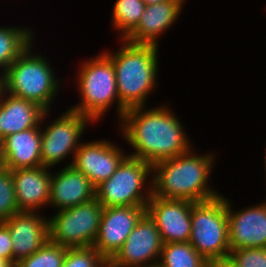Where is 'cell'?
Returning <instances> with one entry per match:
<instances>
[{
	"mask_svg": "<svg viewBox=\"0 0 266 267\" xmlns=\"http://www.w3.org/2000/svg\"><path fill=\"white\" fill-rule=\"evenodd\" d=\"M126 110L119 123V133L134 150L128 156L151 166L190 151L194 146L173 108L168 104Z\"/></svg>",
	"mask_w": 266,
	"mask_h": 267,
	"instance_id": "cell-1",
	"label": "cell"
},
{
	"mask_svg": "<svg viewBox=\"0 0 266 267\" xmlns=\"http://www.w3.org/2000/svg\"><path fill=\"white\" fill-rule=\"evenodd\" d=\"M215 153H198L193 147L185 154L152 166V195L165 199L204 202L220 192L209 183L215 166Z\"/></svg>",
	"mask_w": 266,
	"mask_h": 267,
	"instance_id": "cell-2",
	"label": "cell"
},
{
	"mask_svg": "<svg viewBox=\"0 0 266 267\" xmlns=\"http://www.w3.org/2000/svg\"><path fill=\"white\" fill-rule=\"evenodd\" d=\"M116 51H103L113 62L120 104L126 109L146 107L157 87L158 47L119 39Z\"/></svg>",
	"mask_w": 266,
	"mask_h": 267,
	"instance_id": "cell-3",
	"label": "cell"
},
{
	"mask_svg": "<svg viewBox=\"0 0 266 267\" xmlns=\"http://www.w3.org/2000/svg\"><path fill=\"white\" fill-rule=\"evenodd\" d=\"M31 44L0 77V87L7 93L30 100L45 111H52V104L62 88V80L55 74L46 54L34 53Z\"/></svg>",
	"mask_w": 266,
	"mask_h": 267,
	"instance_id": "cell-4",
	"label": "cell"
},
{
	"mask_svg": "<svg viewBox=\"0 0 266 267\" xmlns=\"http://www.w3.org/2000/svg\"><path fill=\"white\" fill-rule=\"evenodd\" d=\"M78 67L76 90L80 94V102L68 108L88 117L95 124L100 122L115 104L119 122L126 109L119 102L112 60L101 52L98 56L84 59ZM116 101L117 103H114Z\"/></svg>",
	"mask_w": 266,
	"mask_h": 267,
	"instance_id": "cell-5",
	"label": "cell"
},
{
	"mask_svg": "<svg viewBox=\"0 0 266 267\" xmlns=\"http://www.w3.org/2000/svg\"><path fill=\"white\" fill-rule=\"evenodd\" d=\"M226 196L195 202L189 243L210 264L230 256Z\"/></svg>",
	"mask_w": 266,
	"mask_h": 267,
	"instance_id": "cell-6",
	"label": "cell"
},
{
	"mask_svg": "<svg viewBox=\"0 0 266 267\" xmlns=\"http://www.w3.org/2000/svg\"><path fill=\"white\" fill-rule=\"evenodd\" d=\"M95 189V198L103 207L146 206L152 195V166L127 156Z\"/></svg>",
	"mask_w": 266,
	"mask_h": 267,
	"instance_id": "cell-7",
	"label": "cell"
},
{
	"mask_svg": "<svg viewBox=\"0 0 266 267\" xmlns=\"http://www.w3.org/2000/svg\"><path fill=\"white\" fill-rule=\"evenodd\" d=\"M104 207L96 199L48 217L49 240L68 248L93 246L99 231Z\"/></svg>",
	"mask_w": 266,
	"mask_h": 267,
	"instance_id": "cell-8",
	"label": "cell"
},
{
	"mask_svg": "<svg viewBox=\"0 0 266 267\" xmlns=\"http://www.w3.org/2000/svg\"><path fill=\"white\" fill-rule=\"evenodd\" d=\"M93 123L88 117L74 112L71 109L57 116L46 127L41 129V164L43 167L53 169L65 159L72 157V164L76 150L88 124ZM68 157V158H67Z\"/></svg>",
	"mask_w": 266,
	"mask_h": 267,
	"instance_id": "cell-9",
	"label": "cell"
},
{
	"mask_svg": "<svg viewBox=\"0 0 266 267\" xmlns=\"http://www.w3.org/2000/svg\"><path fill=\"white\" fill-rule=\"evenodd\" d=\"M162 245L159 230L145 213L109 262L122 267H157Z\"/></svg>",
	"mask_w": 266,
	"mask_h": 267,
	"instance_id": "cell-10",
	"label": "cell"
},
{
	"mask_svg": "<svg viewBox=\"0 0 266 267\" xmlns=\"http://www.w3.org/2000/svg\"><path fill=\"white\" fill-rule=\"evenodd\" d=\"M124 150L121 145L107 139L81 142L71 165L96 187L109 179L128 156Z\"/></svg>",
	"mask_w": 266,
	"mask_h": 267,
	"instance_id": "cell-11",
	"label": "cell"
},
{
	"mask_svg": "<svg viewBox=\"0 0 266 267\" xmlns=\"http://www.w3.org/2000/svg\"><path fill=\"white\" fill-rule=\"evenodd\" d=\"M193 203L185 199H165L151 195L146 213L159 230L163 244L189 242Z\"/></svg>",
	"mask_w": 266,
	"mask_h": 267,
	"instance_id": "cell-12",
	"label": "cell"
},
{
	"mask_svg": "<svg viewBox=\"0 0 266 267\" xmlns=\"http://www.w3.org/2000/svg\"><path fill=\"white\" fill-rule=\"evenodd\" d=\"M145 213L146 206L104 207L93 247L109 261Z\"/></svg>",
	"mask_w": 266,
	"mask_h": 267,
	"instance_id": "cell-13",
	"label": "cell"
},
{
	"mask_svg": "<svg viewBox=\"0 0 266 267\" xmlns=\"http://www.w3.org/2000/svg\"><path fill=\"white\" fill-rule=\"evenodd\" d=\"M231 203L226 199L230 250L266 248V200L237 211Z\"/></svg>",
	"mask_w": 266,
	"mask_h": 267,
	"instance_id": "cell-14",
	"label": "cell"
},
{
	"mask_svg": "<svg viewBox=\"0 0 266 267\" xmlns=\"http://www.w3.org/2000/svg\"><path fill=\"white\" fill-rule=\"evenodd\" d=\"M44 213L20 211L3 222L11 234L14 264L37 252L49 240V223Z\"/></svg>",
	"mask_w": 266,
	"mask_h": 267,
	"instance_id": "cell-15",
	"label": "cell"
},
{
	"mask_svg": "<svg viewBox=\"0 0 266 267\" xmlns=\"http://www.w3.org/2000/svg\"><path fill=\"white\" fill-rule=\"evenodd\" d=\"M184 5L186 4L182 0L147 5L138 25L124 40L133 44L160 46L159 38L179 19Z\"/></svg>",
	"mask_w": 266,
	"mask_h": 267,
	"instance_id": "cell-16",
	"label": "cell"
},
{
	"mask_svg": "<svg viewBox=\"0 0 266 267\" xmlns=\"http://www.w3.org/2000/svg\"><path fill=\"white\" fill-rule=\"evenodd\" d=\"M65 165L58 172L51 171L49 206L57 211L95 198L96 187L91 181L69 163Z\"/></svg>",
	"mask_w": 266,
	"mask_h": 267,
	"instance_id": "cell-17",
	"label": "cell"
},
{
	"mask_svg": "<svg viewBox=\"0 0 266 267\" xmlns=\"http://www.w3.org/2000/svg\"><path fill=\"white\" fill-rule=\"evenodd\" d=\"M36 103L5 92L0 87V142L8 135L31 128H40L49 118Z\"/></svg>",
	"mask_w": 266,
	"mask_h": 267,
	"instance_id": "cell-18",
	"label": "cell"
},
{
	"mask_svg": "<svg viewBox=\"0 0 266 267\" xmlns=\"http://www.w3.org/2000/svg\"><path fill=\"white\" fill-rule=\"evenodd\" d=\"M11 171L19 211L41 212L45 206L49 207L51 168L40 166Z\"/></svg>",
	"mask_w": 266,
	"mask_h": 267,
	"instance_id": "cell-19",
	"label": "cell"
},
{
	"mask_svg": "<svg viewBox=\"0 0 266 267\" xmlns=\"http://www.w3.org/2000/svg\"><path fill=\"white\" fill-rule=\"evenodd\" d=\"M0 164L10 170L42 166L41 129L31 128L6 136L0 142Z\"/></svg>",
	"mask_w": 266,
	"mask_h": 267,
	"instance_id": "cell-20",
	"label": "cell"
},
{
	"mask_svg": "<svg viewBox=\"0 0 266 267\" xmlns=\"http://www.w3.org/2000/svg\"><path fill=\"white\" fill-rule=\"evenodd\" d=\"M31 27H0V77L31 44L35 43Z\"/></svg>",
	"mask_w": 266,
	"mask_h": 267,
	"instance_id": "cell-21",
	"label": "cell"
},
{
	"mask_svg": "<svg viewBox=\"0 0 266 267\" xmlns=\"http://www.w3.org/2000/svg\"><path fill=\"white\" fill-rule=\"evenodd\" d=\"M157 267H211L189 242L162 245Z\"/></svg>",
	"mask_w": 266,
	"mask_h": 267,
	"instance_id": "cell-22",
	"label": "cell"
},
{
	"mask_svg": "<svg viewBox=\"0 0 266 267\" xmlns=\"http://www.w3.org/2000/svg\"><path fill=\"white\" fill-rule=\"evenodd\" d=\"M146 4L143 0H116L112 8L111 25L124 39L139 23Z\"/></svg>",
	"mask_w": 266,
	"mask_h": 267,
	"instance_id": "cell-23",
	"label": "cell"
},
{
	"mask_svg": "<svg viewBox=\"0 0 266 267\" xmlns=\"http://www.w3.org/2000/svg\"><path fill=\"white\" fill-rule=\"evenodd\" d=\"M67 248L48 240L37 252L18 261L15 267H62Z\"/></svg>",
	"mask_w": 266,
	"mask_h": 267,
	"instance_id": "cell-24",
	"label": "cell"
},
{
	"mask_svg": "<svg viewBox=\"0 0 266 267\" xmlns=\"http://www.w3.org/2000/svg\"><path fill=\"white\" fill-rule=\"evenodd\" d=\"M20 212L17 205L12 171L0 165V222Z\"/></svg>",
	"mask_w": 266,
	"mask_h": 267,
	"instance_id": "cell-25",
	"label": "cell"
},
{
	"mask_svg": "<svg viewBox=\"0 0 266 267\" xmlns=\"http://www.w3.org/2000/svg\"><path fill=\"white\" fill-rule=\"evenodd\" d=\"M107 260L93 247L67 248L62 267H106Z\"/></svg>",
	"mask_w": 266,
	"mask_h": 267,
	"instance_id": "cell-26",
	"label": "cell"
},
{
	"mask_svg": "<svg viewBox=\"0 0 266 267\" xmlns=\"http://www.w3.org/2000/svg\"><path fill=\"white\" fill-rule=\"evenodd\" d=\"M240 267H266V248H241L229 256Z\"/></svg>",
	"mask_w": 266,
	"mask_h": 267,
	"instance_id": "cell-27",
	"label": "cell"
},
{
	"mask_svg": "<svg viewBox=\"0 0 266 267\" xmlns=\"http://www.w3.org/2000/svg\"><path fill=\"white\" fill-rule=\"evenodd\" d=\"M11 239L8 227L3 222H0V257L10 263H13Z\"/></svg>",
	"mask_w": 266,
	"mask_h": 267,
	"instance_id": "cell-28",
	"label": "cell"
},
{
	"mask_svg": "<svg viewBox=\"0 0 266 267\" xmlns=\"http://www.w3.org/2000/svg\"><path fill=\"white\" fill-rule=\"evenodd\" d=\"M211 267H240L235 261L230 257H225L223 259L214 261Z\"/></svg>",
	"mask_w": 266,
	"mask_h": 267,
	"instance_id": "cell-29",
	"label": "cell"
},
{
	"mask_svg": "<svg viewBox=\"0 0 266 267\" xmlns=\"http://www.w3.org/2000/svg\"><path fill=\"white\" fill-rule=\"evenodd\" d=\"M0 267H15V264L10 263L6 261L5 259H3L2 257H0Z\"/></svg>",
	"mask_w": 266,
	"mask_h": 267,
	"instance_id": "cell-30",
	"label": "cell"
},
{
	"mask_svg": "<svg viewBox=\"0 0 266 267\" xmlns=\"http://www.w3.org/2000/svg\"><path fill=\"white\" fill-rule=\"evenodd\" d=\"M146 5L158 4L168 0H143Z\"/></svg>",
	"mask_w": 266,
	"mask_h": 267,
	"instance_id": "cell-31",
	"label": "cell"
},
{
	"mask_svg": "<svg viewBox=\"0 0 266 267\" xmlns=\"http://www.w3.org/2000/svg\"><path fill=\"white\" fill-rule=\"evenodd\" d=\"M106 267H122V266L112 265L109 261H107Z\"/></svg>",
	"mask_w": 266,
	"mask_h": 267,
	"instance_id": "cell-32",
	"label": "cell"
},
{
	"mask_svg": "<svg viewBox=\"0 0 266 267\" xmlns=\"http://www.w3.org/2000/svg\"><path fill=\"white\" fill-rule=\"evenodd\" d=\"M263 158H265V159H264V161H265V163H264V164H265V165H264L265 167H264V168H265V172H266V151H265V156H264Z\"/></svg>",
	"mask_w": 266,
	"mask_h": 267,
	"instance_id": "cell-33",
	"label": "cell"
}]
</instances>
